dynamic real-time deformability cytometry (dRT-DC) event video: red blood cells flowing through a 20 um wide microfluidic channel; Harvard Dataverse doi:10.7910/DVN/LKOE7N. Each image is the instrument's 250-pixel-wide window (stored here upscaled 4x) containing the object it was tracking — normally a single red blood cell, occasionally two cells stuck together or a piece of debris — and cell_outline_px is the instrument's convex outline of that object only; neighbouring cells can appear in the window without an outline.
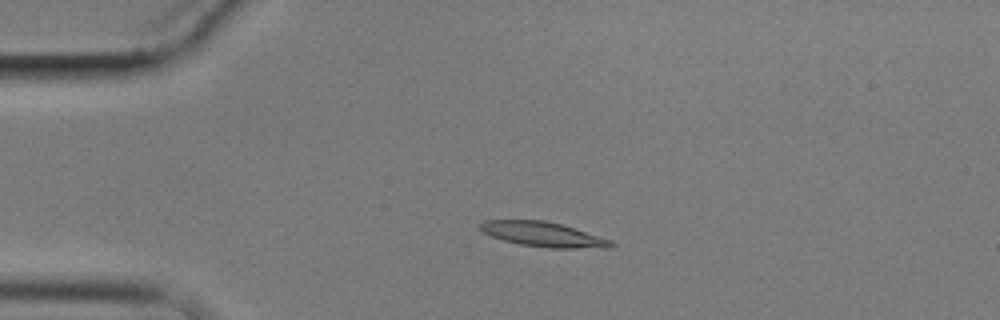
{"species": "common noctule bat (a hibernating species)", "species_latin": "Nyctalus noctula", "temperature_condition": "cold", "stored_images_in_passage": 4, "camera_frame_rate_fps": 3000, "um_per_image_px": 0.085, "animal": {"sex": "male", "body_mass_g": 17.9}, "frame": {"image": 1, "passage_image": 2, "time_ms": 1.333, "image_size_px": [1000, 320], "cell_outline_px": [[616, 244], [612, 248], [548, 248], [520, 244], [504, 240], [492, 236], [484, 232], [480, 228], [480, 224], [484, 220], [544, 220], [560, 224], [612, 240]], "centroid_in_image_um": [46.21, 19.93], "position_along_channel_um": 38.8, "area_um2": 18.73}}
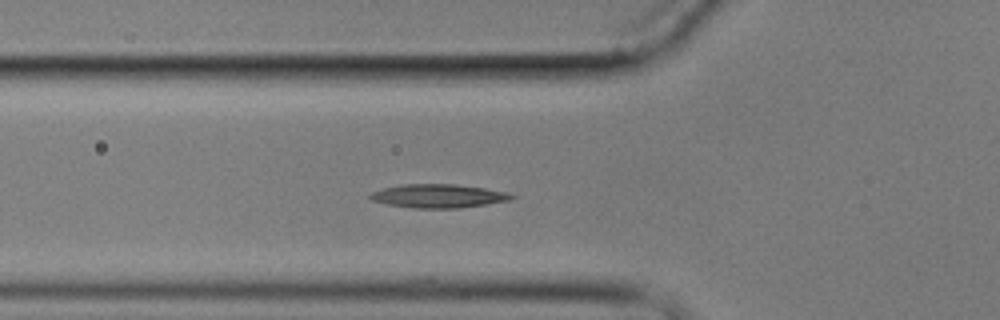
{"frame": {"image": 2, "passage_image": 4, "time_ms": 3.667, "image_size_px": [1000, 320], "cell_outline_px": [[516, 196], [512, 200], [456, 208], [412, 208], [388, 204], [372, 200], [368, 196], [372, 192], [384, 188], [400, 184], [456, 184], [484, 188], [508, 192]], "centroid_in_image_um": [37.27, 16.65], "position_along_channel_um": 88.5, "area_um2": 19.36}}